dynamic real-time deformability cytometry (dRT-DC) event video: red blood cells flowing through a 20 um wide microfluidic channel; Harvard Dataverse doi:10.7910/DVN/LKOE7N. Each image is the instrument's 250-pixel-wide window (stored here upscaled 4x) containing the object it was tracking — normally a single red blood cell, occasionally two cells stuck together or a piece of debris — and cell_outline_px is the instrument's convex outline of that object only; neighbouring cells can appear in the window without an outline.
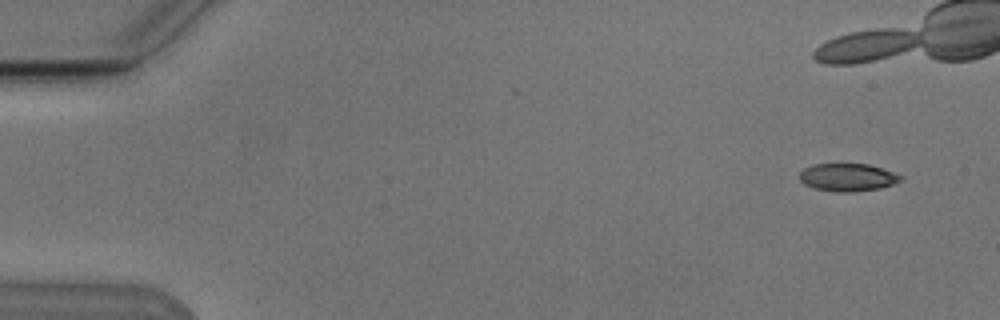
{"species": "Egyptian fruit bat (a non-hibernating species)", "species_latin": "Rousettus aegyptiacus", "temperature_condition": "cold", "stored_images_in_passage": 7, "camera_frame_rate_fps": 3000, "um_per_image_px": 0.085, "animal": {"sex": "male"}, "frame": {"image": 1, "passage_image": 1, "time_ms": 0.0, "image_size_px": [1000, 320], "cell_outline_px": [[904, 176], [896, 184], [880, 188], [852, 192], [836, 192], [816, 188], [804, 184], [800, 180], [800, 172], [804, 168], [816, 164], [868, 164]], "centroid_in_image_um": [72.07, 15.08], "position_along_channel_um": 12.9, "area_um2": 16.24}}